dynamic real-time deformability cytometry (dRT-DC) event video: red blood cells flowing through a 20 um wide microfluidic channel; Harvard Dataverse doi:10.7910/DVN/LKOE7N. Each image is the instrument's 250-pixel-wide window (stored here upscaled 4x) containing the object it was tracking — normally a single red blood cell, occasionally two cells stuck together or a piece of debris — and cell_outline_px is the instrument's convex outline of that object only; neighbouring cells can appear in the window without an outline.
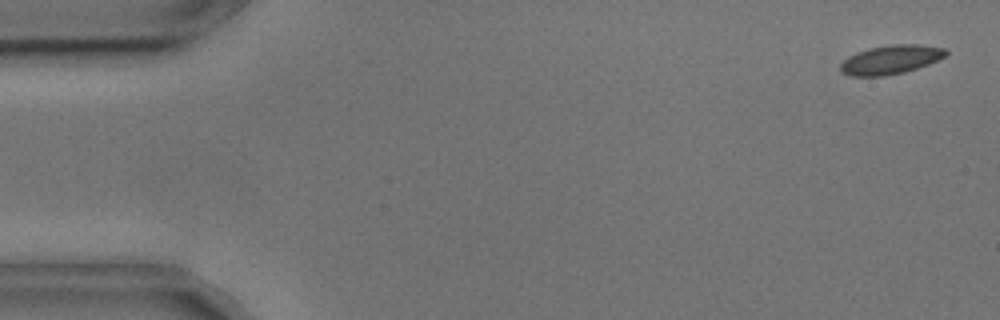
{"species": "common noctule bat (a hibernating species)", "species_latin": "Nyctalus noctula", "temperature_condition": "cold", "stored_images_in_passage": 50, "camera_frame_rate_fps": 3000, "um_per_image_px": 0.085, "animal": {"sex": "male", "body_mass_g": 17.9, "forearm_length_mm": 54.2}, "frame": {"image": 1, "passage_image": 2, "time_ms": 0.333, "image_size_px": [1000, 320], "cell_outline_px": [[948, 52], [944, 56], [928, 64], [904, 72], [884, 76], [852, 76], [840, 72], [840, 64], [848, 56], [856, 52], [868, 48], [892, 44], [916, 44], [944, 48]], "centroid_in_image_um": [75.66, 5.07], "position_along_channel_um": 9.3, "area_um2": 17.69}}
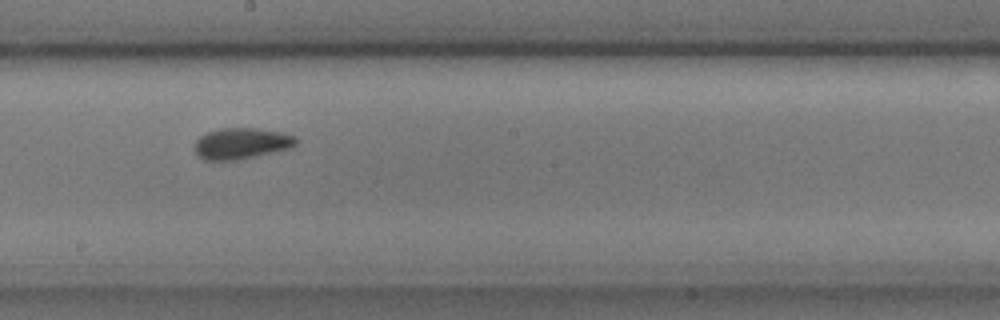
{"frame": {"image": 2, "passage_image": 30, "time_ms": 9.667, "image_size_px": [1000, 320], "cell_outline_px": [[300, 140], [292, 148], [236, 160], [204, 160], [196, 156], [192, 144], [200, 136], [208, 132], [220, 128], [252, 128], [280, 132], [296, 136]], "centroid_in_image_um": [20.49, 12.2], "position_along_channel_um": 227.7, "area_um2": 18.61}}
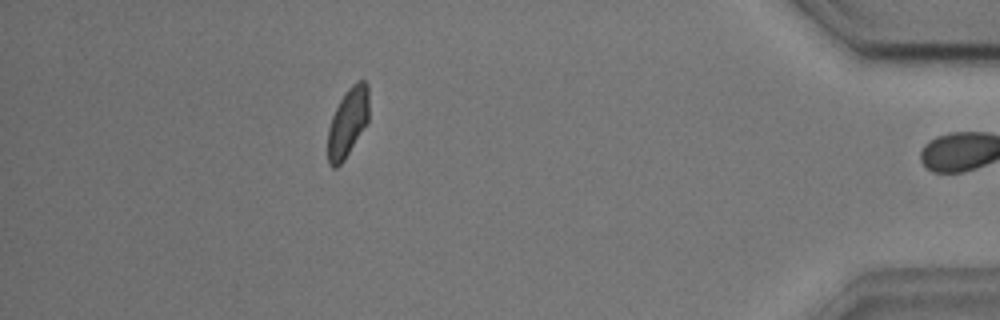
{"frame": {"image": 3, "passage_image": 49, "time_ms": 16.0, "image_size_px": [1000, 320], "cell_outline_px": [[368, 120], [344, 160], [336, 168], [332, 168], [328, 164], [328, 128], [332, 116], [344, 92], [356, 80], [364, 80], [368, 84]], "centroid_in_image_um": [29.55, 10.38], "position_along_channel_um": 405.7, "area_um2": 16.42}, "authors_computed_cell_mechanics": {"area_um2": 17.7446, "velocity_mm_per_s": 3.62, "shape_relaxation_time_tau1_ms": 2.8952, "shape_relaxation_time_tau2_ms": null, "deformation_change_tau1": 0.0565, "deformation_change_tau2": null}}